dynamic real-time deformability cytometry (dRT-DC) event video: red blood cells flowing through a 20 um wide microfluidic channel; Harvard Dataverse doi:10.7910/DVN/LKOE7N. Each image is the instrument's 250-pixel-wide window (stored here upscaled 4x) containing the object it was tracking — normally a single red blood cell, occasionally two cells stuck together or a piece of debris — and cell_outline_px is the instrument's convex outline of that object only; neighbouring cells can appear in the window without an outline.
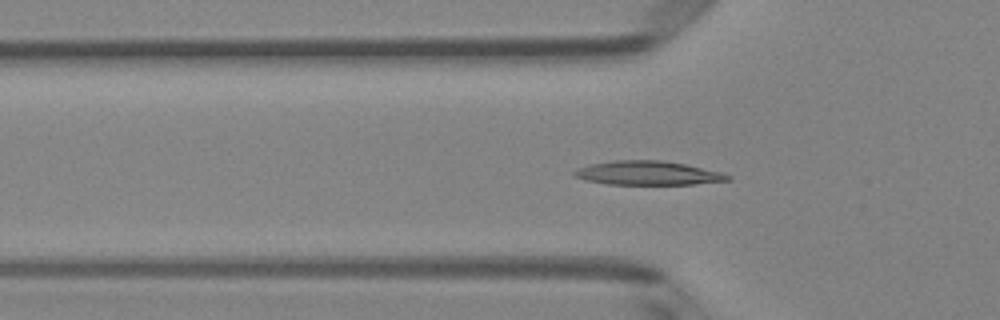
{"species": "Egyptian fruit bat (a non-hibernating species)", "species_latin": "Rousettus aegyptiacus", "temperature_condition": "room temperature", "stored_images_in_passage": 45, "camera_frame_rate_fps": 3000, "um_per_image_px": 0.085, "animal": {"sex": "female"}, "frame": {"image": 1, "passage_image": 10, "time_ms": 3.0, "image_size_px": [1000, 320], "cell_outline_px": [[732, 180], [692, 184], [608, 184], [584, 180], [572, 176], [572, 172], [576, 168], [592, 164], [612, 160], [660, 160], [684, 164], [724, 172], [732, 176]], "centroid_in_image_um": [55.06, 14.71], "position_along_channel_um": 70.7, "area_um2": 21.56}}
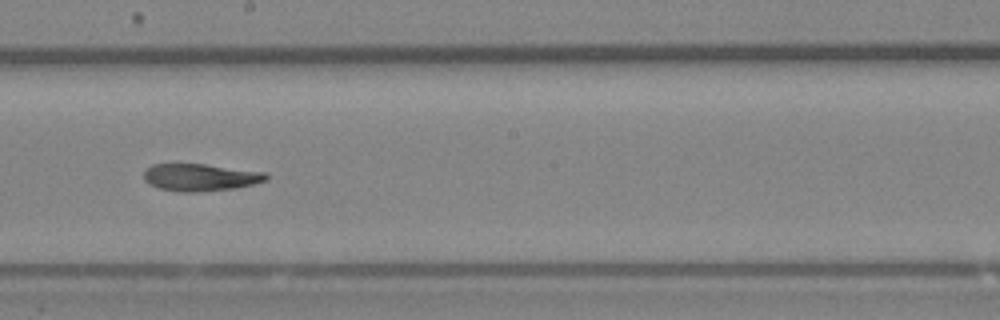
{"frame": {"image": 2, "passage_image": 22, "time_ms": 7.0, "image_size_px": [1000, 320], "cell_outline_px": [[268, 180], [236, 188], [200, 192], [180, 192], [160, 188], [148, 184], [144, 180], [144, 168], [152, 164], [204, 164], [264, 172], [268, 176]], "centroid_in_image_um": [16.99, 15.07], "position_along_channel_um": 231.2, "area_um2": 19.48}}
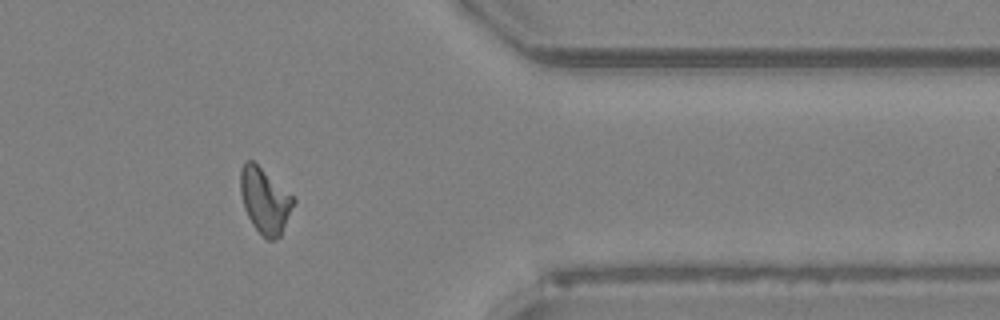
{"frame": {"image": 3, "passage_image": 35, "time_ms": 11.333, "image_size_px": [1000, 320], "cell_outline_px": [[296, 200], [280, 236], [272, 240], [268, 240], [252, 224], [244, 208], [240, 192], [240, 168], [248, 160], [252, 160], [292, 196]], "centroid_in_image_um": [22.49, 17.05], "position_along_channel_um": 388.9, "area_um2": 19.71}, "authors_computed_cell_mechanics": {"area_um2": 20.1722, "velocity_mm_per_s": 4.039, "shape_relaxation_time_tau1_ms": 10.442, "shape_relaxation_time_tau2_ms": 4.7073, "deformation_change_tau1": 0.2306, "deformation_change_tau2": 0.1101}}